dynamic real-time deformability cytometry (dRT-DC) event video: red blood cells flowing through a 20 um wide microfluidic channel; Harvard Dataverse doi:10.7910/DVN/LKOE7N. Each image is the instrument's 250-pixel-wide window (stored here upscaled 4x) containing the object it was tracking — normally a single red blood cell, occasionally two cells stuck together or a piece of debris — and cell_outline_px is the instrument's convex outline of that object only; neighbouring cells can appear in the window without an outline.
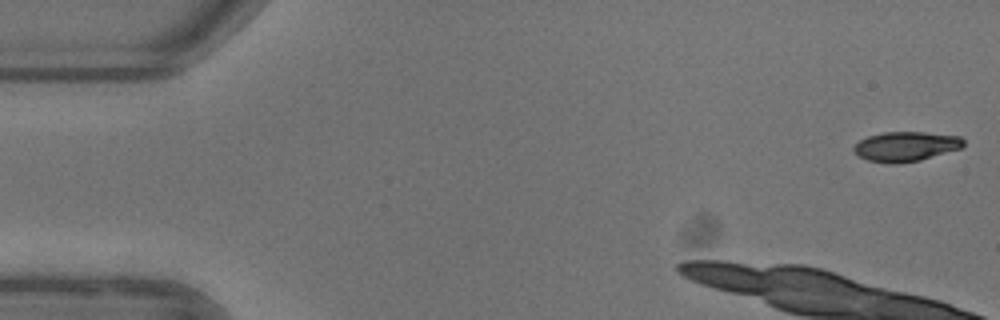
{"species": "common noctule bat (a hibernating species)", "species_latin": "Nyctalus noctula", "temperature_condition": "warm", "stored_images_in_passage": 11, "camera_frame_rate_fps": 3000, "um_per_image_px": 0.085, "animal": {"sex": "female"}, "frame": {"image": 1, "passage_image": 1, "time_ms": 0.0, "image_size_px": [1000, 320], "cell_outline_px": [[964, 144], [960, 148], [920, 160], [896, 164], [888, 164], [868, 160], [860, 156], [852, 148], [860, 140], [868, 136], [884, 132], [924, 132], [960, 136], [964, 140]], "centroid_in_image_um": [76.99, 12.45], "position_along_channel_um": 8.0, "area_um2": 18.84}}